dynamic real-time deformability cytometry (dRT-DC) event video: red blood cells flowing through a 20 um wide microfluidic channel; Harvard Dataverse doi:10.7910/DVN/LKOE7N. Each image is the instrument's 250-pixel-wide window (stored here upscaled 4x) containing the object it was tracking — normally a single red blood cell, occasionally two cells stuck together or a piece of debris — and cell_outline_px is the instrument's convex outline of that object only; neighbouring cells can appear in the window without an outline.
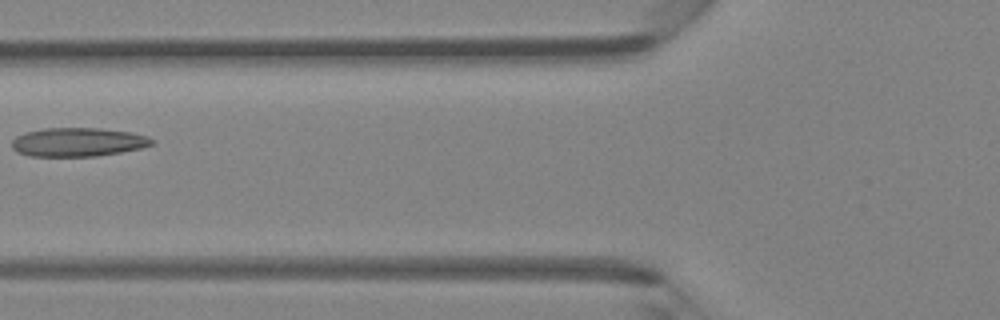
{"species": "Egyptian fruit bat (a non-hibernating species)", "species_latin": "Rousettus aegyptiacus", "temperature_condition": "room temperature", "stored_images_in_passage": 5, "camera_frame_rate_fps": 3000, "um_per_image_px": 0.085, "animal": {"sex": "female"}, "frame": {"image": 1, "passage_image": 5, "time_ms": 5.333, "image_size_px": [1000, 320], "cell_outline_px": [[156, 140], [152, 144], [140, 148], [120, 152], [96, 156], [28, 156], [16, 152], [12, 148], [12, 140], [16, 136], [24, 132], [44, 128], [100, 128], [132, 132], [148, 136]], "centroid_in_image_um": [6.61, 12.07], "position_along_channel_um": 119.2, "area_um2": 23.64}}